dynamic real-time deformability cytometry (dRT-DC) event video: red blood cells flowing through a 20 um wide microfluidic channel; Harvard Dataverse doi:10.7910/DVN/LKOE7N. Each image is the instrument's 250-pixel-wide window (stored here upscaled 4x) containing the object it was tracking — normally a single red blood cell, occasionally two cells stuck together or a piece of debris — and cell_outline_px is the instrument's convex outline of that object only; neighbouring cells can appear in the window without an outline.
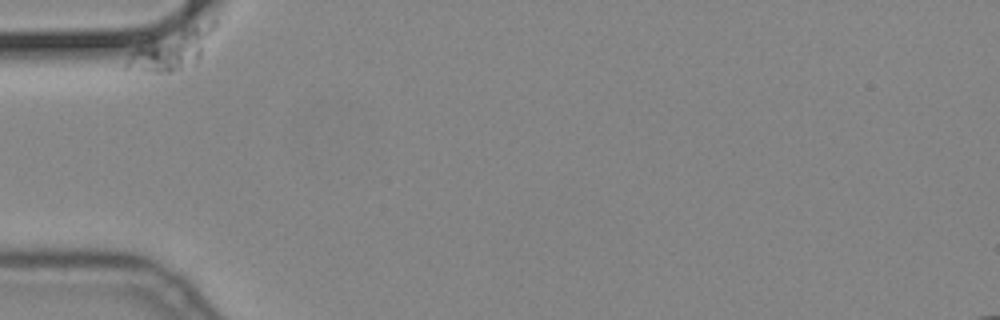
{"species": "common noctule bat (a hibernating species)", "species_latin": "Nyctalus noctula", "temperature_condition": "cold", "stored_images_in_passage": 31, "camera_frame_rate_fps": 3000, "um_per_image_px": 0.085, "animal": {"sex": "male", "body_mass_g": 19.2, "forearm_length_mm": 51.8}, "frame": {"image": 1, "passage_image": 1, "time_ms": 0.0, "image_size_px": [1000, 320], "cell_outline_px": [[216, 24], [200, 60], [196, 64], [172, 72], [152, 72], [124, 68], [124, 64], [128, 56], [148, 36], [212, 20], [216, 20]], "centroid_in_image_um": [14.59, 4.17], "position_along_channel_um": 70.4, "area_um2": 21.1}}
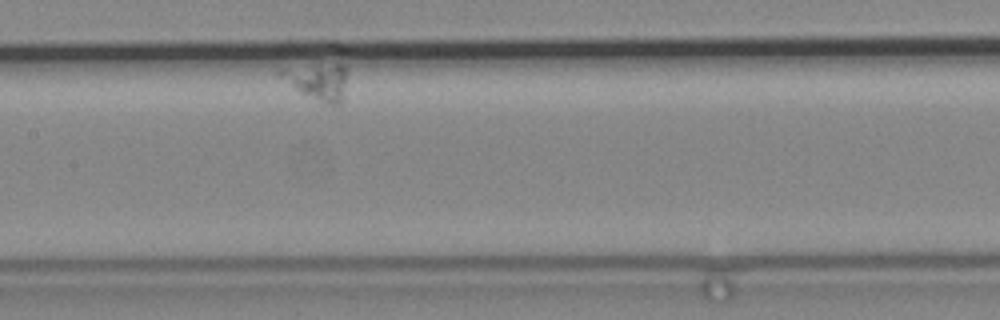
{"frame": {"image": 2, "passage_image": 18, "time_ms": 5.667, "image_size_px": [1000, 320], "cell_outline_px": [[348, 76], [340, 100], [336, 104], [328, 104], [300, 92], [280, 76], [276, 72], [284, 68], [336, 64], [340, 64], [348, 68]], "centroid_in_image_um": [27.04, 6.89], "position_along_channel_um": 180.4, "area_um2": 13.64}}
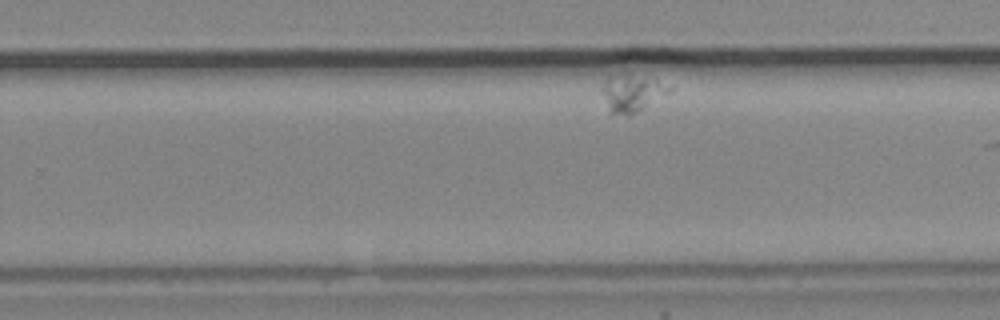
{"frame": {"image": 3, "passage_image": 30, "time_ms": 9.667, "image_size_px": [1000, 320], "cell_outline_px": [[676, 88], [636, 112], [628, 116], [608, 112], [600, 88], [608, 76], [624, 72], [632, 72], [676, 84]], "centroid_in_image_um": [53.76, 7.83], "position_along_channel_um": 276.0, "area_um2": 15.49}}